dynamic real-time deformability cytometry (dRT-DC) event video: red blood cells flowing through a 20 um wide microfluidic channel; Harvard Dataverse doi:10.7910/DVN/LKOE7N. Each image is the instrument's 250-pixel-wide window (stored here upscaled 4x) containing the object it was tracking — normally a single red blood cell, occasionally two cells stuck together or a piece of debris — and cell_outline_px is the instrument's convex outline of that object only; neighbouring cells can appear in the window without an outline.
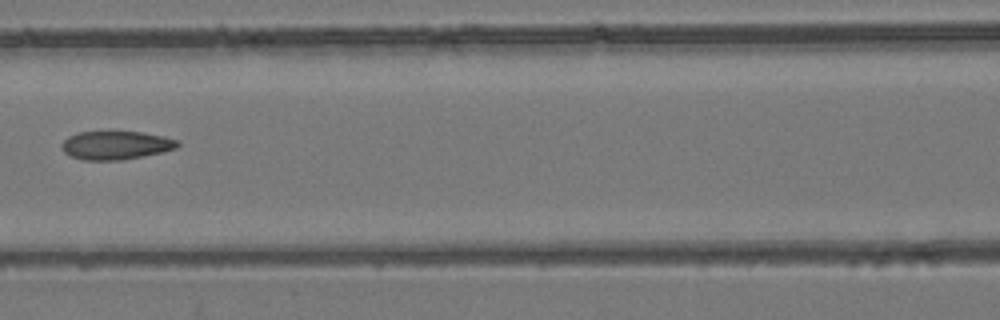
{"species": "common noctule bat (a hibernating species)", "species_latin": "Nyctalus noctula", "temperature_condition": "room temperature", "stored_images_in_passage": 7, "camera_frame_rate_fps": 3000, "um_per_image_px": 0.085, "animal": {"sex": "female", "body_mass_g": 24.6, "forearm_length_mm": 56.2}, "frame": {"image": 1, "passage_image": 7, "time_ms": 2.0, "image_size_px": [1000, 320], "cell_outline_px": [[180, 144], [176, 148], [160, 152], [124, 160], [84, 160], [68, 156], [60, 148], [60, 144], [68, 136], [76, 132], [140, 132], [164, 136], [180, 140]], "centroid_in_image_um": [9.81, 12.35], "position_along_channel_um": 156.8, "area_um2": 19.36}}